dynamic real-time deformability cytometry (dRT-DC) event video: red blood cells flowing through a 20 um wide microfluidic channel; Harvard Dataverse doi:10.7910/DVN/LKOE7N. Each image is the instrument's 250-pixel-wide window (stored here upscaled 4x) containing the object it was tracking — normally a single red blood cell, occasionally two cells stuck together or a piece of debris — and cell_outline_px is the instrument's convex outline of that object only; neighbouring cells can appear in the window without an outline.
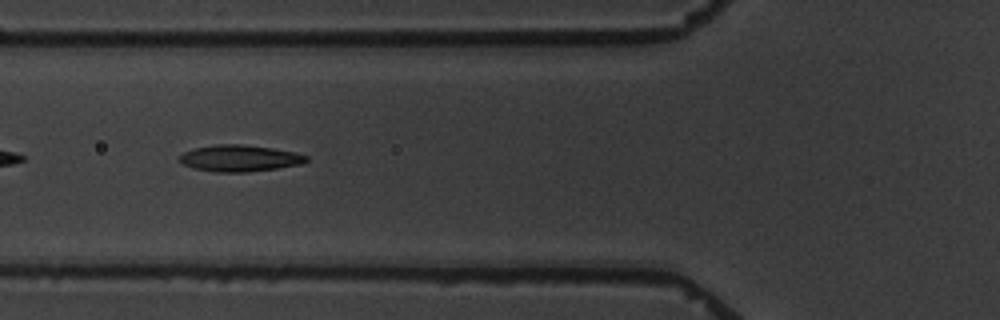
{"species": "common noctule bat (a hibernating species)", "species_latin": "Nyctalus noctula", "temperature_condition": "warm", "stored_images_in_passage": 6, "camera_frame_rate_fps": 3000, "um_per_image_px": 0.085, "animal": {"sex": "male", "body_mass_g": 19.5, "forearm_length_mm": 54.6}, "frame": {"image": 1, "passage_image": 6, "time_ms": 6.0, "image_size_px": [1000, 320], "cell_outline_px": [[308, 160], [304, 164], [248, 172], [212, 172], [192, 168], [184, 164], [180, 160], [180, 156], [184, 152], [196, 148], [216, 144], [240, 144], [272, 148], [296, 152], [308, 156]], "centroid_in_image_um": [20.4, 13.46], "position_along_channel_um": 105.4, "area_um2": 19.59}}